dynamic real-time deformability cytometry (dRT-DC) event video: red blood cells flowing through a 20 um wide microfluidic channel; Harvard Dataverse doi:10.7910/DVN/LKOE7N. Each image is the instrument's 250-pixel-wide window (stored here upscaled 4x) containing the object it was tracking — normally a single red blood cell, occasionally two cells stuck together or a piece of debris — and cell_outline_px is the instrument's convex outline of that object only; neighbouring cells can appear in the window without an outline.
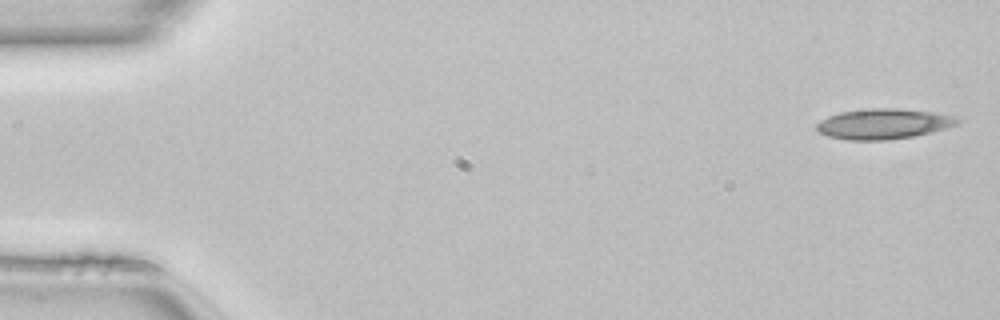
{"species": "common noctule bat (a hibernating species)", "species_latin": "Nyctalus noctula", "temperature_condition": "room temperature", "stored_images_in_passage": 9, "camera_frame_rate_fps": 3000, "um_per_image_px": 0.085, "animal": {"sex": "female", "body_mass_g": 22.7, "forearm_length_mm": 54.2}, "frame": {"image": 1, "passage_image": 1, "time_ms": 0.0, "image_size_px": [1000, 320], "cell_outline_px": [[960, 124], [912, 136], [888, 140], [848, 140], [828, 136], [820, 132], [816, 128], [816, 124], [820, 120], [828, 116], [840, 112], [868, 108], [896, 108], [932, 112], [952, 116], [960, 120]], "centroid_in_image_um": [75.05, 10.52], "position_along_channel_um": 10.0, "area_um2": 24.68}}